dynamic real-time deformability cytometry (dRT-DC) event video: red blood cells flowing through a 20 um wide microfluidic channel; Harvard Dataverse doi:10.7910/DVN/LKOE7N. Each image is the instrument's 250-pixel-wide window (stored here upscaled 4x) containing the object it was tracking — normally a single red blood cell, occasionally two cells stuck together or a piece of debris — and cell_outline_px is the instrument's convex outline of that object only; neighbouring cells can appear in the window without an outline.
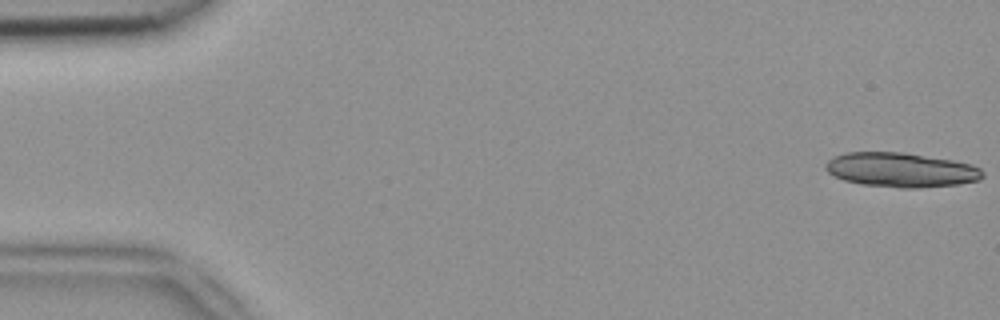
{"species": "common noctule bat (a hibernating species)", "species_latin": "Nyctalus noctula", "temperature_condition": "room temperature", "stored_images_in_passage": 46, "segment_of_instrument_passage": [1, 2], "camera_frame_rate_fps": 3000, "um_per_image_px": 0.085, "animal": {"sex": "female", "body_mass_g": 18.4}, "frame": {"image": 1, "passage_image": 1, "time_ms": 0.0, "image_size_px": [1000, 320], "cell_outline_px": [[984, 176], [980, 180], [956, 184], [916, 188], [900, 188], [860, 184], [844, 180], [828, 172], [824, 168], [824, 164], [832, 156], [844, 152], [904, 152], [952, 160], [972, 164], [980, 168], [984, 172]], "centroid_in_image_um": [76.56, 14.43], "position_along_channel_um": 8.4, "area_um2": 31.73}}